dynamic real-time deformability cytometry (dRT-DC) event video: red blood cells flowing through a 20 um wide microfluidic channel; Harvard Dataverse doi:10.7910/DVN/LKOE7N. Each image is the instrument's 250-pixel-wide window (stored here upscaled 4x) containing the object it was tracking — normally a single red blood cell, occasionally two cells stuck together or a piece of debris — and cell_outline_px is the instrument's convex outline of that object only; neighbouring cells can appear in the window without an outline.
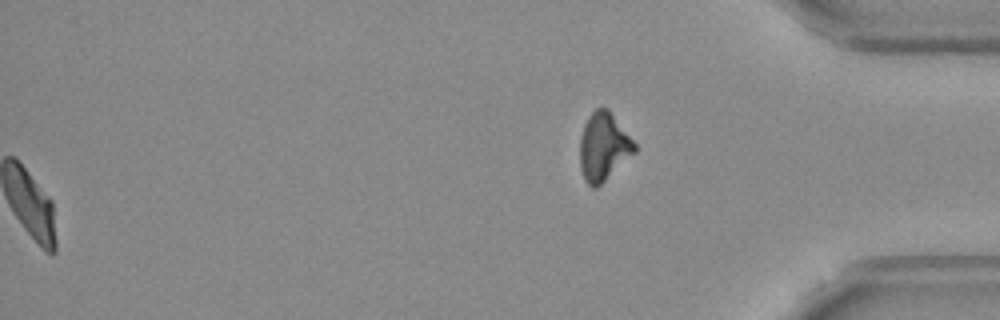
{"species": "Egyptian fruit bat (a non-hibernating species)", "species_latin": "Rousettus aegyptiacus", "temperature_condition": "warm", "stored_images_in_passage": 40, "camera_frame_rate_fps": 3000, "um_per_image_px": 0.085, "frame": {"image": 1, "passage_image": 40, "time_ms": 13.0, "image_size_px": [1000, 320], "cell_outline_px": [[636, 152], [596, 188], [592, 188], [584, 180], [580, 168], [580, 136], [584, 124], [588, 116], [596, 108], [608, 108], [636, 144]], "centroid_in_image_um": [51.29, 12.47], "position_along_channel_um": 383.9, "area_um2": 21.68}, "authors_computed_cell_mechanics": {"area_um2": 23.0333, "velocity_mm_per_s": 3.6434, "shape_relaxation_time_tau1_ms": 5.5764, "shape_relaxation_time_tau2_ms": 1.8795, "deformation_change_tau1": 0.177, "deformation_change_tau2": 0.0585}}